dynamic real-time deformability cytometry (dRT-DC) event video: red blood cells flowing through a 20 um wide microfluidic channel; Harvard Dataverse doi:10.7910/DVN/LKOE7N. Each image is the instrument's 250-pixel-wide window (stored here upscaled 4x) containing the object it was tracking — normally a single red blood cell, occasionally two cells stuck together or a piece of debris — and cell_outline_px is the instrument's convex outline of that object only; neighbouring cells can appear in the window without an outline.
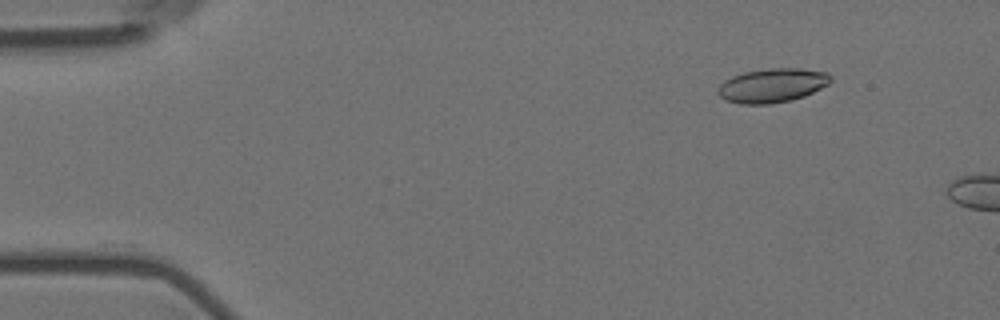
{"species": "Egyptian fruit bat (a non-hibernating species)", "species_latin": "Rousettus aegyptiacus", "temperature_condition": "room temperature", "stored_images_in_passage": 5, "camera_frame_rate_fps": 3000, "um_per_image_px": 0.085, "animal": {"sex": "female"}, "frame": {"image": 1, "passage_image": 1, "time_ms": 0.0, "image_size_px": [1000, 320], "cell_outline_px": [[832, 80], [828, 84], [804, 96], [792, 100], [768, 104], [740, 104], [728, 100], [720, 96], [716, 92], [720, 84], [724, 80], [732, 76], [744, 72], [768, 68], [800, 68], [828, 72], [832, 76]], "centroid_in_image_um": [65.65, 7.25], "position_along_channel_um": 19.4, "area_um2": 22.43}}